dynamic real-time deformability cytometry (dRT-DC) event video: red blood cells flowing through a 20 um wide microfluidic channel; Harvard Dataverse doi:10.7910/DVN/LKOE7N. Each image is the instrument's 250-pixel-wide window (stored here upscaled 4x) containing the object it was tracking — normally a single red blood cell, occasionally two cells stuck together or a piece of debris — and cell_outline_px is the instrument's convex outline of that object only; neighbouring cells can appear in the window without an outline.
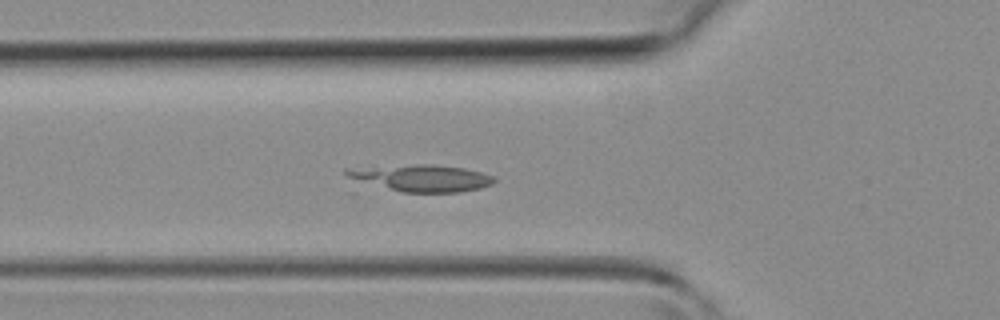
{"species": "common noctule bat (a hibernating species)", "species_latin": "Nyctalus noctula", "temperature_condition": "room temperature", "stored_images_in_passage": 42, "camera_frame_rate_fps": 3000, "um_per_image_px": 0.085, "animal": {"sex": "female", "body_mass_g": 19.3, "forearm_length_mm": 54.1}, "frame": {"image": 1, "passage_image": 14, "time_ms": 4.333, "image_size_px": [1000, 320], "cell_outline_px": [[496, 180], [492, 184], [480, 188], [460, 192], [400, 192], [356, 180], [348, 176], [344, 172], [344, 168], [416, 164], [432, 164], [464, 168], [480, 172], [492, 176]], "centroid_in_image_um": [35.81, 15.12], "position_along_channel_um": 90.0, "area_um2": 22.95}}
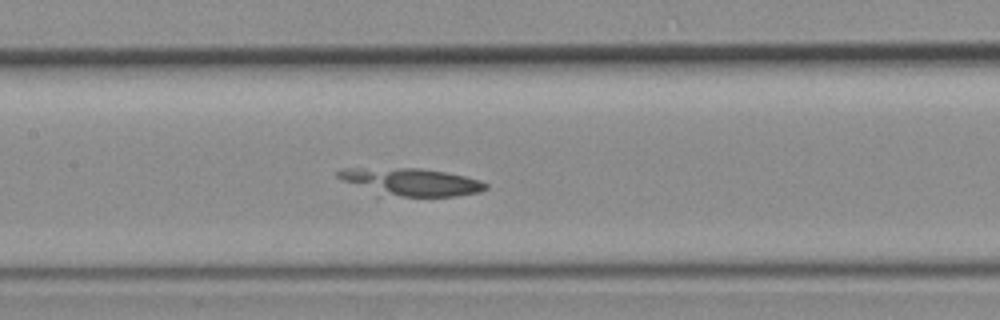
{"frame": {"image": 2, "passage_image": 19, "time_ms": 6.0, "image_size_px": [1000, 320], "cell_outline_px": [[488, 188], [480, 192], [456, 196], [400, 196], [384, 192], [344, 180], [336, 176], [336, 172], [340, 168], [420, 168], [444, 172], [464, 176], [480, 180], [488, 184]], "centroid_in_image_um": [35.08, 15.43], "position_along_channel_um": 172.3, "area_um2": 22.66}}
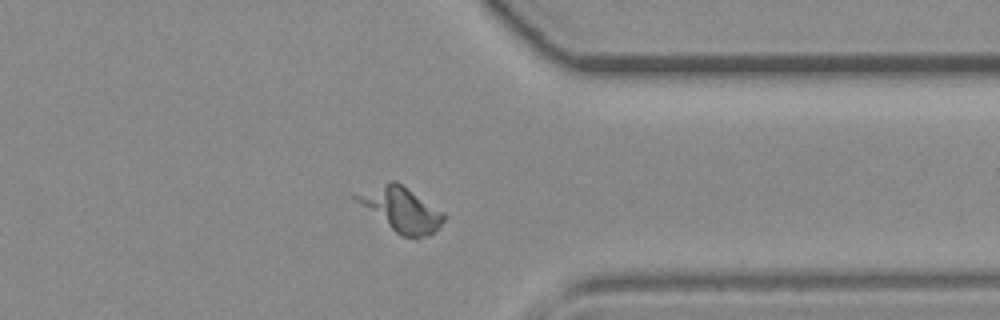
{"frame": {"image": 3, "passage_image": 32, "time_ms": 10.333, "image_size_px": [1000, 320], "cell_outline_px": [[448, 216], [428, 236], [404, 236], [396, 232], [360, 204], [352, 196], [392, 180], [396, 180], [444, 212]], "centroid_in_image_um": [34.14, 17.78], "position_along_channel_um": 377.3, "area_um2": 21.68}}